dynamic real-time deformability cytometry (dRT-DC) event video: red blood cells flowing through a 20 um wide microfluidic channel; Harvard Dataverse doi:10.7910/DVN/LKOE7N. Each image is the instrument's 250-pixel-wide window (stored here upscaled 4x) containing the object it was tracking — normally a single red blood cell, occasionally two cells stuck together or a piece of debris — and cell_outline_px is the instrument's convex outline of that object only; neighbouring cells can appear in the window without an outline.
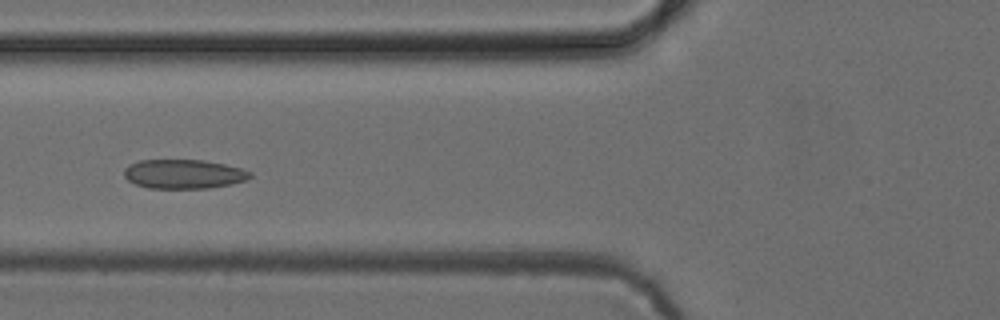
{"species": "common noctule bat (a hibernating species)", "species_latin": "Nyctalus noctula", "temperature_condition": "cold", "stored_images_in_passage": 5, "camera_frame_rate_fps": 3000, "um_per_image_px": 0.085, "animal": {"sex": "female", "body_mass_g": 24.6, "forearm_length_mm": 56.2}, "frame": {"image": 1, "passage_image": 4, "time_ms": 4.333, "image_size_px": [1000, 320], "cell_outline_px": [[252, 176], [248, 180], [232, 184], [208, 188], [148, 188], [136, 184], [128, 180], [124, 176], [124, 168], [128, 164], [140, 160], [204, 160], [224, 164], [240, 168], [252, 172]], "centroid_in_image_um": [15.62, 14.79], "position_along_channel_um": 110.2, "area_um2": 21.56}}
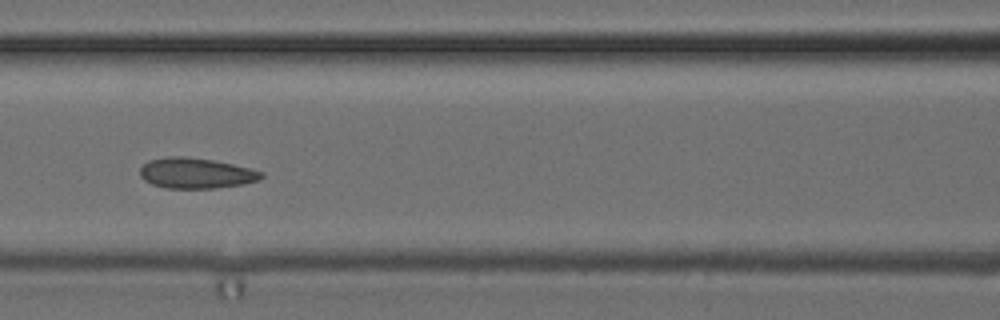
{"frame": {"image": 2, "passage_image": 5, "time_ms": 5.333, "image_size_px": [1000, 320], "cell_outline_px": [[264, 176], [260, 180], [244, 184], [216, 188], [168, 188], [152, 184], [144, 180], [140, 176], [140, 168], [148, 160], [168, 156], [184, 156], [212, 160], [252, 168], [264, 172]], "centroid_in_image_um": [16.68, 14.72], "position_along_channel_um": 149.9, "area_um2": 21.73}}